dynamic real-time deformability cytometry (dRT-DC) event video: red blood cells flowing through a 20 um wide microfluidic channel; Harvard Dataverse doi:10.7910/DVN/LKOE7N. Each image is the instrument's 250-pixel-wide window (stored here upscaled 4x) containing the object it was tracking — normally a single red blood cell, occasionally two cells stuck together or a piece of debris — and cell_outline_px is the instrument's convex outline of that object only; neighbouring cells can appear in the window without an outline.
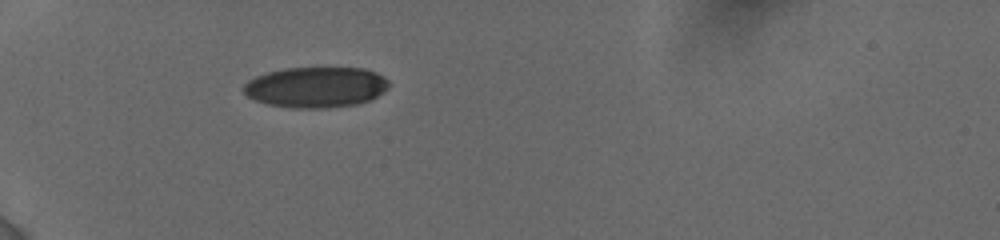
{"species": "human", "species_latin": "Homo sapiens", "temperature_condition": "cold", "stored_images_in_passage": 22, "camera_frame_rate_fps": 3000, "um_per_image_px": 0.085, "donor": {"sex": "female"}, "frame": {"image": 1, "passage_image": 1, "time_ms": 0.0, "image_size_px": [1000, 240], "cell_outline_px": [[388, 88], [376, 96], [368, 100], [356, 104], [328, 108], [292, 108], [268, 104], [256, 100], [248, 96], [240, 88], [248, 80], [256, 76], [268, 72], [284, 68], [364, 68], [376, 72], [384, 76], [388, 80]], "centroid_in_image_um": [26.83, 7.41], "position_along_channel_um": 58.2, "area_um2": 34.45}}
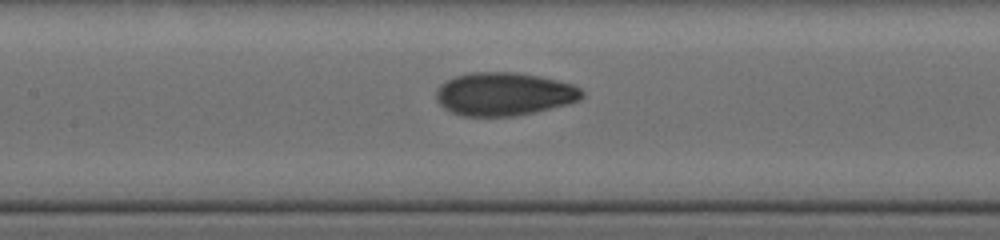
{"frame": {"image": 2, "passage_image": 10, "time_ms": 3.333, "image_size_px": [1000, 240], "cell_outline_px": [[584, 96], [580, 100], [568, 104], [536, 112], [512, 116], [464, 116], [452, 112], [444, 108], [436, 100], [436, 88], [440, 84], [456, 76], [472, 72], [516, 72], [540, 76], [572, 84], [580, 88], [584, 92]], "centroid_in_image_um": [42.86, 7.99], "position_along_channel_um": 164.5, "area_um2": 36.82}}
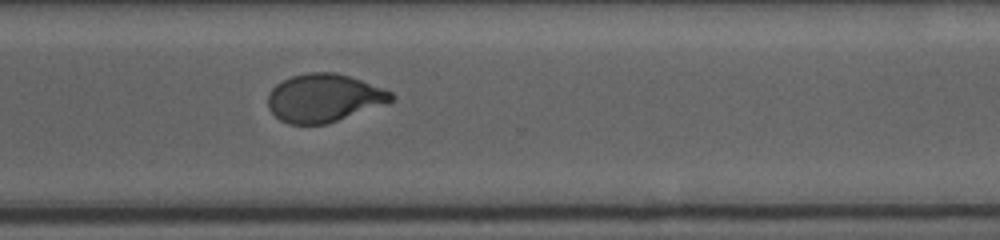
{"frame": {"image": 3, "passage_image": 22, "time_ms": 8.0, "image_size_px": [1000, 240], "cell_outline_px": [[396, 96], [392, 100], [328, 124], [288, 124], [280, 120], [268, 108], [268, 92], [276, 84], [292, 76], [308, 72], [336, 72], [384, 88], [392, 92]], "centroid_in_image_um": [27.49, 8.32], "position_along_channel_um": 343.1, "area_um2": 34.28}}